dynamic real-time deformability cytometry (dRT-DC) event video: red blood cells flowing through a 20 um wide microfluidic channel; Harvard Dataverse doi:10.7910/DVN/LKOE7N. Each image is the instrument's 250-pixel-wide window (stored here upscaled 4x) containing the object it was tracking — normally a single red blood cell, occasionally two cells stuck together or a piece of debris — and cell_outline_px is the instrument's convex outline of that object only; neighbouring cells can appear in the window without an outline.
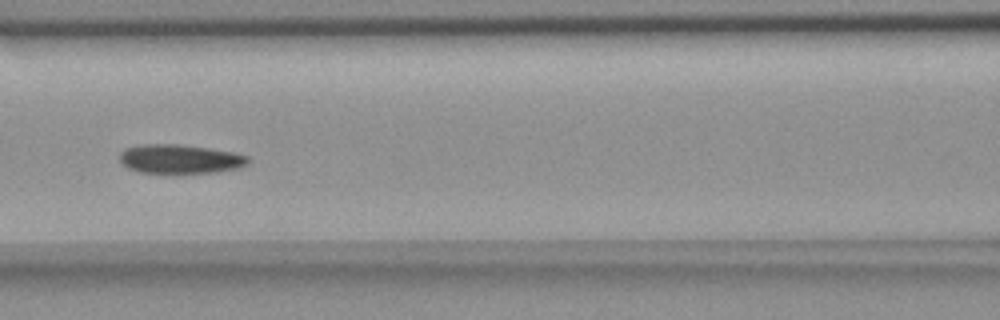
{"species": "common noctule bat (a hibernating species)", "species_latin": "Nyctalus noctula", "temperature_condition": "room temperature", "stored_images_in_passage": 9, "camera_frame_rate_fps": 3000, "um_per_image_px": 0.085, "animal": {"sex": "female", "body_mass_g": 18.4}, "frame": {"image": 1, "passage_image": 7, "time_ms": 7.667, "image_size_px": [1000, 320], "cell_outline_px": [[248, 164], [240, 168], [216, 172], [176, 176], [140, 172], [128, 168], [120, 160], [120, 152], [124, 148], [140, 144], [176, 144], [208, 148], [232, 152], [248, 156]], "centroid_in_image_um": [15.28, 13.56], "position_along_channel_um": 151.3, "area_um2": 22.6}}
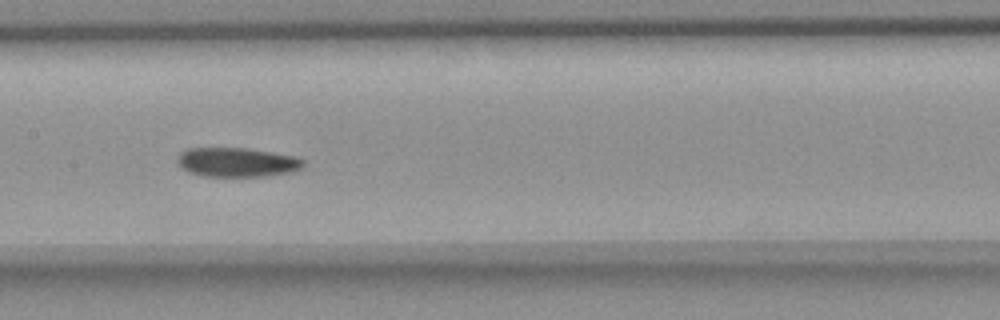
{"frame": {"image": 2, "passage_image": 8, "time_ms": 8.667, "image_size_px": [1000, 320], "cell_outline_px": [[304, 168], [292, 172], [264, 176], [200, 176], [188, 172], [180, 168], [176, 160], [180, 152], [188, 148], [248, 148], [296, 156], [304, 160]], "centroid_in_image_um": [20.14, 13.79], "position_along_channel_um": 187.3, "area_um2": 21.79}}
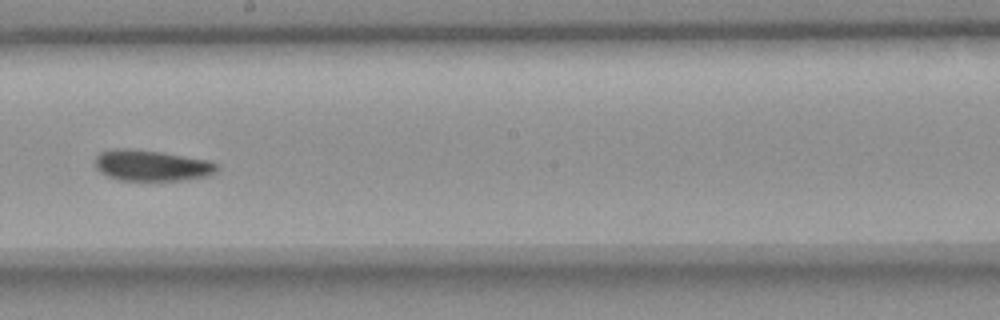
{"frame": {"image": 3, "passage_image": 9, "time_ms": 10.0, "image_size_px": [1000, 320], "cell_outline_px": [[220, 168], [216, 172], [208, 176], [184, 180], [120, 180], [108, 176], [100, 172], [96, 168], [96, 156], [100, 152], [116, 148], [128, 148], [160, 152], [212, 160]], "centroid_in_image_um": [12.93, 14.06], "position_along_channel_um": 235.3, "area_um2": 22.08}}